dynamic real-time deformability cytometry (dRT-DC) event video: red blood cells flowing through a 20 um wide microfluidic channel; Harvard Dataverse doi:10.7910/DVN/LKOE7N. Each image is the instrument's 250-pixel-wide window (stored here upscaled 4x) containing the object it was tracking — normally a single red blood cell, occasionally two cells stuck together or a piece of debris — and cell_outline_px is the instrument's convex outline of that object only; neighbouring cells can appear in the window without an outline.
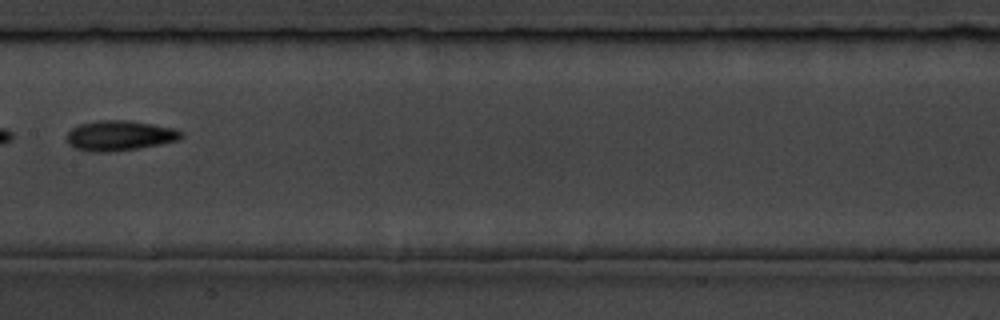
{"species": "common noctule bat (a hibernating species)", "species_latin": "Nyctalus noctula", "temperature_condition": "room temperature", "stored_images_in_passage": 6, "camera_frame_rate_fps": 3000, "um_per_image_px": 0.085, "animal": {"sex": "male", "body_mass_g": 19.5, "forearm_length_mm": 54.6}, "frame": {"image": 1, "passage_image": 5, "time_ms": 4.667, "image_size_px": [1000, 320], "cell_outline_px": [[184, 136], [180, 140], [140, 148], [108, 152], [88, 152], [76, 148], [68, 144], [68, 132], [72, 128], [80, 124], [96, 120], [128, 120], [176, 128], [184, 132]], "centroid_in_image_um": [10.21, 11.52], "position_along_channel_um": 197.2, "area_um2": 20.29}}